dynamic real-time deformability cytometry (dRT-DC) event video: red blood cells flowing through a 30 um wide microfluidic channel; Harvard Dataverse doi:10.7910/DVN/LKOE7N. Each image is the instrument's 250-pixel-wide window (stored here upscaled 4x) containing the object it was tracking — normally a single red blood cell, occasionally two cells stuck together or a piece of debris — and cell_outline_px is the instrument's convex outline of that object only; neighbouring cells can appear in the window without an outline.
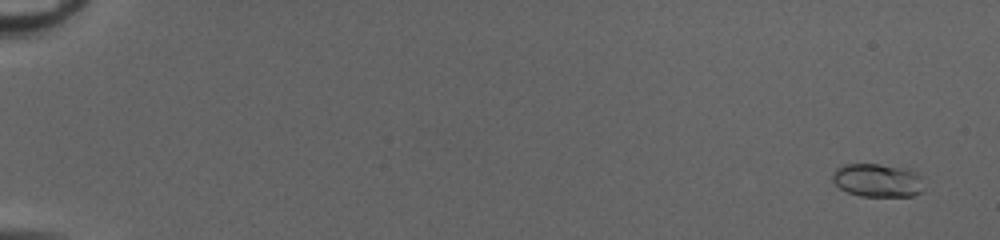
{"species": "common noctule bat (a hibernating species)", "species_latin": "Nyctalus noctula", "temperature_condition": "cold", "stored_images_in_passage": 53, "camera_frame_rate_fps": 3000, "um_per_image_px": 0.085, "animal": {"sex": "female", "body_mass_g": 20.0, "forearm_length_mm": 54.0}, "frame": {"image": 1, "passage_image": 3, "time_ms": 0.667, "image_size_px": [1000, 240], "cell_outline_px": [[924, 192], [912, 196], [860, 196], [848, 192], [840, 188], [832, 180], [832, 176], [836, 168], [844, 164], [880, 164], [912, 168], [920, 176], [924, 188]], "centroid_in_image_um": [74.64, 15.32], "position_along_channel_um": 10.4, "area_um2": 18.09}}
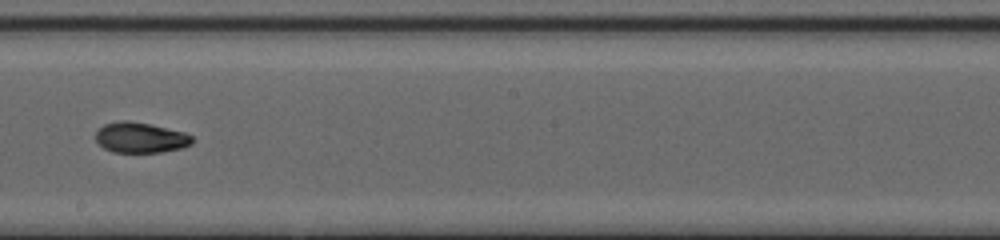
{"frame": {"image": 2, "passage_image": 33, "time_ms": 10.667, "image_size_px": [1000, 240], "cell_outline_px": [[192, 144], [180, 148], [160, 152], [112, 152], [104, 148], [96, 140], [96, 132], [104, 124], [120, 120], [128, 120], [148, 124], [184, 132], [192, 136]], "centroid_in_image_um": [11.92, 11.69], "position_along_channel_um": 236.3, "area_um2": 16.94}}
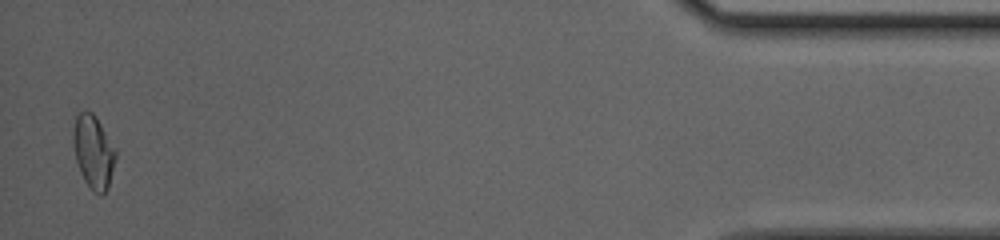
{"frame": {"image": 3, "passage_image": 52, "time_ms": 17.0, "image_size_px": [1000, 240], "cell_outline_px": [[116, 156], [108, 188], [104, 196], [100, 196], [92, 192], [84, 180], [80, 172], [76, 160], [72, 144], [72, 132], [76, 116], [80, 112], [92, 112], [96, 116], [116, 152]], "centroid_in_image_um": [7.91, 12.96], "position_along_channel_um": 427.3, "area_um2": 18.15}, "authors_computed_cell_mechanics": {"area_um2": 17.1088, "velocity_mm_per_s": 4.1696, "shape_relaxation_time_tau1_ms": 9.7878, "shape_relaxation_time_tau2_ms": 3.0566, "deformation_change_tau1": 0.2954, "deformation_change_tau2": 0.0818}}